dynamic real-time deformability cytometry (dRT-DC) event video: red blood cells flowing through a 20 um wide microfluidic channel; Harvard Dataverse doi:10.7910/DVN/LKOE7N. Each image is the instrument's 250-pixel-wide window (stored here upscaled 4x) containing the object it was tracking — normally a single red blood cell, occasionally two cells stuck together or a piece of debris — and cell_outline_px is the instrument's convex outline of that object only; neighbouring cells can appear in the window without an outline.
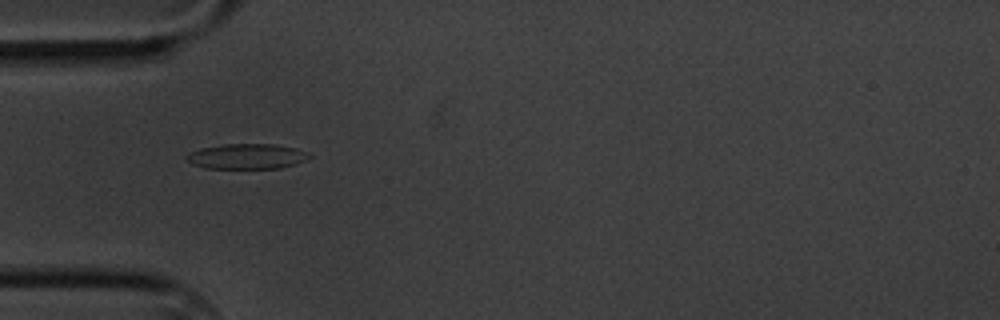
{"species": "common noctule bat (a hibernating species)", "species_latin": "Nyctalus noctula", "temperature_condition": "cold", "stored_images_in_passage": 3, "camera_frame_rate_fps": 3000, "um_per_image_px": 0.085, "animal": {"sex": "male", "body_mass_g": 20.1, "forearm_length_mm": 53.5}, "frame": {"image": 1, "passage_image": 2, "time_ms": 1.333, "image_size_px": [1000, 320], "cell_outline_px": [[312, 156], [308, 160], [296, 164], [280, 168], [204, 168], [192, 164], [184, 156], [200, 148], [224, 144], [276, 144], [296, 148], [308, 152]], "centroid_in_image_um": [21.03, 13.29], "position_along_channel_um": 64.0, "area_um2": 18.15}}